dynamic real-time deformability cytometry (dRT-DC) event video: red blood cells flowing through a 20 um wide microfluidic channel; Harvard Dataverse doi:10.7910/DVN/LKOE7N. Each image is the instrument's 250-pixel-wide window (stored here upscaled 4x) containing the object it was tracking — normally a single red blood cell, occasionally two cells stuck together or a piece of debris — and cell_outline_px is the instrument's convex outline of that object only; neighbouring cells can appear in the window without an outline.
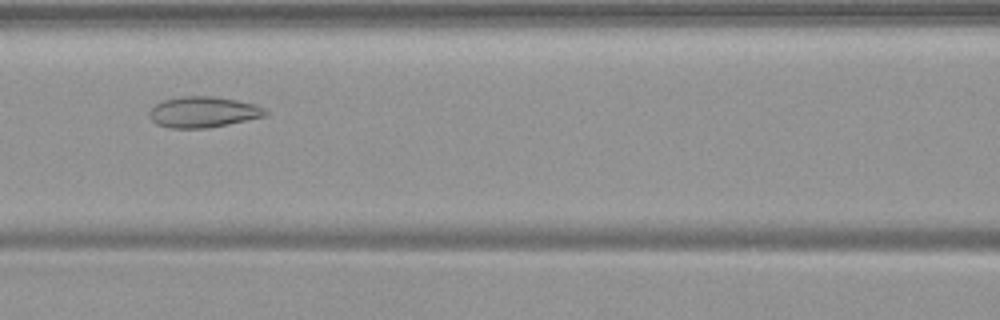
{"species": "common noctule bat (a hibernating species)", "species_latin": "Nyctalus noctula", "temperature_condition": "warm", "stored_images_in_passage": 53, "camera_frame_rate_fps": 3000, "um_per_image_px": 0.085, "animal": {"sex": "female", "body_mass_g": 19.9}, "frame": {"image": 1, "passage_image": 23, "time_ms": 7.333, "image_size_px": [1000, 320], "cell_outline_px": [[268, 112], [264, 116], [228, 124], [208, 128], [168, 128], [156, 124], [148, 116], [148, 112], [156, 104], [164, 100], [180, 96], [212, 96], [236, 100], [256, 104], [264, 108]], "centroid_in_image_um": [17.24, 9.52], "position_along_channel_um": 149.4, "area_um2": 20.87}}
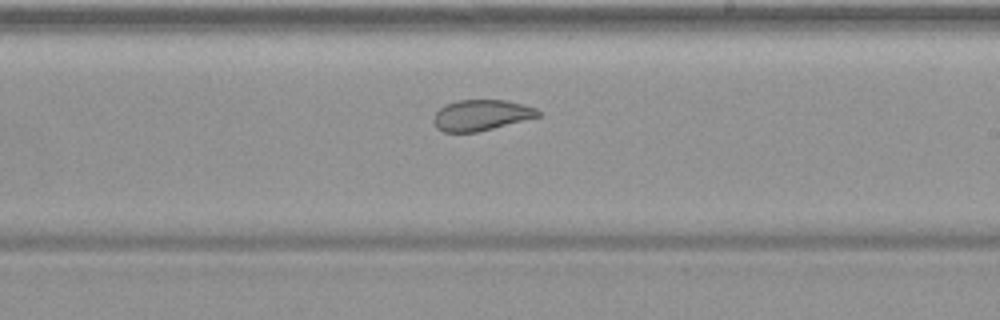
{"frame": {"image": 2, "passage_image": 31, "time_ms": 10.0, "image_size_px": [1000, 320], "cell_outline_px": [[544, 112], [540, 116], [476, 132], [444, 132], [436, 128], [432, 120], [436, 112], [444, 104], [456, 100], [508, 100], [536, 108]], "centroid_in_image_um": [40.89, 9.78], "position_along_channel_um": 248.1, "area_um2": 18.84}}
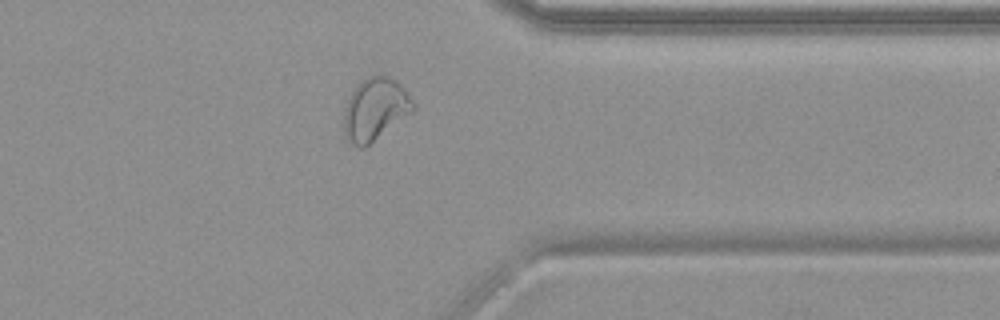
{"frame": {"image": 3, "passage_image": 42, "time_ms": 13.667, "image_size_px": [1000, 320], "cell_outline_px": [[416, 108], [412, 112], [364, 148], [360, 148], [352, 144], [344, 136], [344, 108], [356, 84], [360, 80], [368, 76], [388, 76], [396, 80], [404, 88], [416, 104]], "centroid_in_image_um": [31.88, 9.28], "position_along_channel_um": 379.5, "area_um2": 25.2}, "authors_computed_cell_mechanics": {"area_um2": 26.1256, "velocity_mm_per_s": 3.7204, "shape_relaxation_time_tau1_ms": null, "shape_relaxation_time_tau2_ms": 1.4445, "deformation_change_tau1": null, "deformation_change_tau2": 0.0834}}